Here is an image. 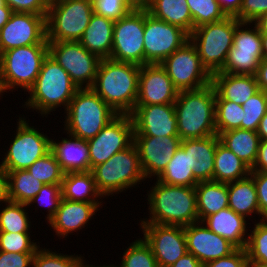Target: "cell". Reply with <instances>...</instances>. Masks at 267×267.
Returning <instances> with one entry per match:
<instances>
[{
	"mask_svg": "<svg viewBox=\"0 0 267 267\" xmlns=\"http://www.w3.org/2000/svg\"><path fill=\"white\" fill-rule=\"evenodd\" d=\"M139 65L101 59L91 89L117 114L130 115L138 95Z\"/></svg>",
	"mask_w": 267,
	"mask_h": 267,
	"instance_id": "cell-1",
	"label": "cell"
},
{
	"mask_svg": "<svg viewBox=\"0 0 267 267\" xmlns=\"http://www.w3.org/2000/svg\"><path fill=\"white\" fill-rule=\"evenodd\" d=\"M147 193L149 219L140 223L188 226L199 222L195 186H178L158 180Z\"/></svg>",
	"mask_w": 267,
	"mask_h": 267,
	"instance_id": "cell-2",
	"label": "cell"
},
{
	"mask_svg": "<svg viewBox=\"0 0 267 267\" xmlns=\"http://www.w3.org/2000/svg\"><path fill=\"white\" fill-rule=\"evenodd\" d=\"M215 102L216 91L212 83L196 90L179 91L174 107L181 140L217 135Z\"/></svg>",
	"mask_w": 267,
	"mask_h": 267,
	"instance_id": "cell-3",
	"label": "cell"
},
{
	"mask_svg": "<svg viewBox=\"0 0 267 267\" xmlns=\"http://www.w3.org/2000/svg\"><path fill=\"white\" fill-rule=\"evenodd\" d=\"M77 90L70 75L48 54L37 79L28 90L30 97L24 106L38 111L43 117L48 116L58 107L63 106L66 110Z\"/></svg>",
	"mask_w": 267,
	"mask_h": 267,
	"instance_id": "cell-4",
	"label": "cell"
},
{
	"mask_svg": "<svg viewBox=\"0 0 267 267\" xmlns=\"http://www.w3.org/2000/svg\"><path fill=\"white\" fill-rule=\"evenodd\" d=\"M64 130L78 138H94L118 114L91 88L78 89L65 110Z\"/></svg>",
	"mask_w": 267,
	"mask_h": 267,
	"instance_id": "cell-5",
	"label": "cell"
},
{
	"mask_svg": "<svg viewBox=\"0 0 267 267\" xmlns=\"http://www.w3.org/2000/svg\"><path fill=\"white\" fill-rule=\"evenodd\" d=\"M49 54L48 44L17 47L0 54V94L20 87L26 92L37 79ZM13 89V90H11Z\"/></svg>",
	"mask_w": 267,
	"mask_h": 267,
	"instance_id": "cell-6",
	"label": "cell"
},
{
	"mask_svg": "<svg viewBox=\"0 0 267 267\" xmlns=\"http://www.w3.org/2000/svg\"><path fill=\"white\" fill-rule=\"evenodd\" d=\"M91 172L96 188L103 197L121 193L128 188L132 189L145 180L139 152L134 142L106 162L93 167Z\"/></svg>",
	"mask_w": 267,
	"mask_h": 267,
	"instance_id": "cell-7",
	"label": "cell"
},
{
	"mask_svg": "<svg viewBox=\"0 0 267 267\" xmlns=\"http://www.w3.org/2000/svg\"><path fill=\"white\" fill-rule=\"evenodd\" d=\"M240 23L236 17H226L221 21L194 28L189 35V40L195 46L202 65L211 75L219 72L226 63L236 27Z\"/></svg>",
	"mask_w": 267,
	"mask_h": 267,
	"instance_id": "cell-8",
	"label": "cell"
},
{
	"mask_svg": "<svg viewBox=\"0 0 267 267\" xmlns=\"http://www.w3.org/2000/svg\"><path fill=\"white\" fill-rule=\"evenodd\" d=\"M93 13L92 0L50 2L46 16L47 41H79Z\"/></svg>",
	"mask_w": 267,
	"mask_h": 267,
	"instance_id": "cell-9",
	"label": "cell"
},
{
	"mask_svg": "<svg viewBox=\"0 0 267 267\" xmlns=\"http://www.w3.org/2000/svg\"><path fill=\"white\" fill-rule=\"evenodd\" d=\"M17 123L16 135L0 164L5 173L27 169L51 149V138L30 126L26 118L19 117Z\"/></svg>",
	"mask_w": 267,
	"mask_h": 267,
	"instance_id": "cell-10",
	"label": "cell"
},
{
	"mask_svg": "<svg viewBox=\"0 0 267 267\" xmlns=\"http://www.w3.org/2000/svg\"><path fill=\"white\" fill-rule=\"evenodd\" d=\"M145 9H132L115 21L110 59L144 65Z\"/></svg>",
	"mask_w": 267,
	"mask_h": 267,
	"instance_id": "cell-11",
	"label": "cell"
},
{
	"mask_svg": "<svg viewBox=\"0 0 267 267\" xmlns=\"http://www.w3.org/2000/svg\"><path fill=\"white\" fill-rule=\"evenodd\" d=\"M48 49L78 89L92 87L101 61L97 55L87 51L79 41L48 42Z\"/></svg>",
	"mask_w": 267,
	"mask_h": 267,
	"instance_id": "cell-12",
	"label": "cell"
},
{
	"mask_svg": "<svg viewBox=\"0 0 267 267\" xmlns=\"http://www.w3.org/2000/svg\"><path fill=\"white\" fill-rule=\"evenodd\" d=\"M160 65L178 91L200 89L209 85L212 80V75L202 65L190 40L165 58Z\"/></svg>",
	"mask_w": 267,
	"mask_h": 267,
	"instance_id": "cell-13",
	"label": "cell"
},
{
	"mask_svg": "<svg viewBox=\"0 0 267 267\" xmlns=\"http://www.w3.org/2000/svg\"><path fill=\"white\" fill-rule=\"evenodd\" d=\"M250 25V22H241L236 27L232 48L219 72L256 76L258 66L263 60L262 40L258 27L252 23L254 27L251 29Z\"/></svg>",
	"mask_w": 267,
	"mask_h": 267,
	"instance_id": "cell-14",
	"label": "cell"
},
{
	"mask_svg": "<svg viewBox=\"0 0 267 267\" xmlns=\"http://www.w3.org/2000/svg\"><path fill=\"white\" fill-rule=\"evenodd\" d=\"M188 41L185 30L156 19L145 9L144 65L160 64Z\"/></svg>",
	"mask_w": 267,
	"mask_h": 267,
	"instance_id": "cell-15",
	"label": "cell"
},
{
	"mask_svg": "<svg viewBox=\"0 0 267 267\" xmlns=\"http://www.w3.org/2000/svg\"><path fill=\"white\" fill-rule=\"evenodd\" d=\"M87 141L92 169L134 142V124L131 115L118 114L94 138Z\"/></svg>",
	"mask_w": 267,
	"mask_h": 267,
	"instance_id": "cell-16",
	"label": "cell"
},
{
	"mask_svg": "<svg viewBox=\"0 0 267 267\" xmlns=\"http://www.w3.org/2000/svg\"><path fill=\"white\" fill-rule=\"evenodd\" d=\"M140 228L159 267L171 266L188 252L183 226L140 223Z\"/></svg>",
	"mask_w": 267,
	"mask_h": 267,
	"instance_id": "cell-17",
	"label": "cell"
},
{
	"mask_svg": "<svg viewBox=\"0 0 267 267\" xmlns=\"http://www.w3.org/2000/svg\"><path fill=\"white\" fill-rule=\"evenodd\" d=\"M48 44L46 17L33 13L13 12L0 29V54L17 47Z\"/></svg>",
	"mask_w": 267,
	"mask_h": 267,
	"instance_id": "cell-18",
	"label": "cell"
},
{
	"mask_svg": "<svg viewBox=\"0 0 267 267\" xmlns=\"http://www.w3.org/2000/svg\"><path fill=\"white\" fill-rule=\"evenodd\" d=\"M178 93L160 64H145L140 67L135 106L174 104Z\"/></svg>",
	"mask_w": 267,
	"mask_h": 267,
	"instance_id": "cell-19",
	"label": "cell"
},
{
	"mask_svg": "<svg viewBox=\"0 0 267 267\" xmlns=\"http://www.w3.org/2000/svg\"><path fill=\"white\" fill-rule=\"evenodd\" d=\"M179 136H134L145 179L163 172L181 145Z\"/></svg>",
	"mask_w": 267,
	"mask_h": 267,
	"instance_id": "cell-20",
	"label": "cell"
},
{
	"mask_svg": "<svg viewBox=\"0 0 267 267\" xmlns=\"http://www.w3.org/2000/svg\"><path fill=\"white\" fill-rule=\"evenodd\" d=\"M130 115L134 136H178L174 104L135 106Z\"/></svg>",
	"mask_w": 267,
	"mask_h": 267,
	"instance_id": "cell-21",
	"label": "cell"
},
{
	"mask_svg": "<svg viewBox=\"0 0 267 267\" xmlns=\"http://www.w3.org/2000/svg\"><path fill=\"white\" fill-rule=\"evenodd\" d=\"M184 232L188 253L194 254L202 265L228 256L237 249L234 244L211 231L200 221L185 226Z\"/></svg>",
	"mask_w": 267,
	"mask_h": 267,
	"instance_id": "cell-22",
	"label": "cell"
},
{
	"mask_svg": "<svg viewBox=\"0 0 267 267\" xmlns=\"http://www.w3.org/2000/svg\"><path fill=\"white\" fill-rule=\"evenodd\" d=\"M102 203H86L61 199L55 216L48 222L60 238H66L74 231H80L91 220ZM86 224V225H85Z\"/></svg>",
	"mask_w": 267,
	"mask_h": 267,
	"instance_id": "cell-23",
	"label": "cell"
},
{
	"mask_svg": "<svg viewBox=\"0 0 267 267\" xmlns=\"http://www.w3.org/2000/svg\"><path fill=\"white\" fill-rule=\"evenodd\" d=\"M68 134L70 139L62 137L60 142L51 139L50 151L54 154L62 171L65 174L91 171L88 141Z\"/></svg>",
	"mask_w": 267,
	"mask_h": 267,
	"instance_id": "cell-24",
	"label": "cell"
},
{
	"mask_svg": "<svg viewBox=\"0 0 267 267\" xmlns=\"http://www.w3.org/2000/svg\"><path fill=\"white\" fill-rule=\"evenodd\" d=\"M211 83L216 91V100H226L243 105L260 89L253 75H234L215 72Z\"/></svg>",
	"mask_w": 267,
	"mask_h": 267,
	"instance_id": "cell-25",
	"label": "cell"
},
{
	"mask_svg": "<svg viewBox=\"0 0 267 267\" xmlns=\"http://www.w3.org/2000/svg\"><path fill=\"white\" fill-rule=\"evenodd\" d=\"M219 142L218 135L181 141L180 147L189 151L190 167L199 182L213 181L215 151Z\"/></svg>",
	"mask_w": 267,
	"mask_h": 267,
	"instance_id": "cell-26",
	"label": "cell"
},
{
	"mask_svg": "<svg viewBox=\"0 0 267 267\" xmlns=\"http://www.w3.org/2000/svg\"><path fill=\"white\" fill-rule=\"evenodd\" d=\"M246 220L244 216L227 207L207 216L202 223H205L211 231L227 239L237 248H246L249 238Z\"/></svg>",
	"mask_w": 267,
	"mask_h": 267,
	"instance_id": "cell-27",
	"label": "cell"
},
{
	"mask_svg": "<svg viewBox=\"0 0 267 267\" xmlns=\"http://www.w3.org/2000/svg\"><path fill=\"white\" fill-rule=\"evenodd\" d=\"M115 21L93 13L80 44L100 59L110 58Z\"/></svg>",
	"mask_w": 267,
	"mask_h": 267,
	"instance_id": "cell-28",
	"label": "cell"
},
{
	"mask_svg": "<svg viewBox=\"0 0 267 267\" xmlns=\"http://www.w3.org/2000/svg\"><path fill=\"white\" fill-rule=\"evenodd\" d=\"M199 221L228 207V186L216 181H200L195 186Z\"/></svg>",
	"mask_w": 267,
	"mask_h": 267,
	"instance_id": "cell-29",
	"label": "cell"
},
{
	"mask_svg": "<svg viewBox=\"0 0 267 267\" xmlns=\"http://www.w3.org/2000/svg\"><path fill=\"white\" fill-rule=\"evenodd\" d=\"M218 137L222 145L234 152L250 168L253 167L261 141L257 132L239 128L222 132Z\"/></svg>",
	"mask_w": 267,
	"mask_h": 267,
	"instance_id": "cell-30",
	"label": "cell"
},
{
	"mask_svg": "<svg viewBox=\"0 0 267 267\" xmlns=\"http://www.w3.org/2000/svg\"><path fill=\"white\" fill-rule=\"evenodd\" d=\"M61 188L63 199L86 203H102L100 199L103 195L96 188L91 171L64 174Z\"/></svg>",
	"mask_w": 267,
	"mask_h": 267,
	"instance_id": "cell-31",
	"label": "cell"
},
{
	"mask_svg": "<svg viewBox=\"0 0 267 267\" xmlns=\"http://www.w3.org/2000/svg\"><path fill=\"white\" fill-rule=\"evenodd\" d=\"M228 207L242 216L251 217L253 213L260 216L257 190L253 178H246L227 183ZM252 214V215H250Z\"/></svg>",
	"mask_w": 267,
	"mask_h": 267,
	"instance_id": "cell-32",
	"label": "cell"
},
{
	"mask_svg": "<svg viewBox=\"0 0 267 267\" xmlns=\"http://www.w3.org/2000/svg\"><path fill=\"white\" fill-rule=\"evenodd\" d=\"M251 168L220 142L216 146L213 181L231 183L246 178Z\"/></svg>",
	"mask_w": 267,
	"mask_h": 267,
	"instance_id": "cell-33",
	"label": "cell"
},
{
	"mask_svg": "<svg viewBox=\"0 0 267 267\" xmlns=\"http://www.w3.org/2000/svg\"><path fill=\"white\" fill-rule=\"evenodd\" d=\"M147 10L156 19L178 26L189 35L193 31V19L187 0H152Z\"/></svg>",
	"mask_w": 267,
	"mask_h": 267,
	"instance_id": "cell-34",
	"label": "cell"
},
{
	"mask_svg": "<svg viewBox=\"0 0 267 267\" xmlns=\"http://www.w3.org/2000/svg\"><path fill=\"white\" fill-rule=\"evenodd\" d=\"M43 185L27 169L5 173L6 199L12 202L28 204Z\"/></svg>",
	"mask_w": 267,
	"mask_h": 267,
	"instance_id": "cell-35",
	"label": "cell"
},
{
	"mask_svg": "<svg viewBox=\"0 0 267 267\" xmlns=\"http://www.w3.org/2000/svg\"><path fill=\"white\" fill-rule=\"evenodd\" d=\"M156 179L169 185L196 186L199 181L194 177L193 169L190 167L189 151H184L179 147Z\"/></svg>",
	"mask_w": 267,
	"mask_h": 267,
	"instance_id": "cell-36",
	"label": "cell"
},
{
	"mask_svg": "<svg viewBox=\"0 0 267 267\" xmlns=\"http://www.w3.org/2000/svg\"><path fill=\"white\" fill-rule=\"evenodd\" d=\"M5 207L0 211V232H28L30 229V219L28 212H26L28 206L23 203H16L5 199L3 201Z\"/></svg>",
	"mask_w": 267,
	"mask_h": 267,
	"instance_id": "cell-37",
	"label": "cell"
},
{
	"mask_svg": "<svg viewBox=\"0 0 267 267\" xmlns=\"http://www.w3.org/2000/svg\"><path fill=\"white\" fill-rule=\"evenodd\" d=\"M243 114L242 105L226 100H216L215 125L217 135L225 131L241 128Z\"/></svg>",
	"mask_w": 267,
	"mask_h": 267,
	"instance_id": "cell-38",
	"label": "cell"
},
{
	"mask_svg": "<svg viewBox=\"0 0 267 267\" xmlns=\"http://www.w3.org/2000/svg\"><path fill=\"white\" fill-rule=\"evenodd\" d=\"M187 5L193 19V30L201 25L218 22L227 17L217 0H187Z\"/></svg>",
	"mask_w": 267,
	"mask_h": 267,
	"instance_id": "cell-39",
	"label": "cell"
},
{
	"mask_svg": "<svg viewBox=\"0 0 267 267\" xmlns=\"http://www.w3.org/2000/svg\"><path fill=\"white\" fill-rule=\"evenodd\" d=\"M118 267H159L151 247L144 239H137L123 252Z\"/></svg>",
	"mask_w": 267,
	"mask_h": 267,
	"instance_id": "cell-40",
	"label": "cell"
},
{
	"mask_svg": "<svg viewBox=\"0 0 267 267\" xmlns=\"http://www.w3.org/2000/svg\"><path fill=\"white\" fill-rule=\"evenodd\" d=\"M27 170L44 184H62L65 174L51 151L37 159Z\"/></svg>",
	"mask_w": 267,
	"mask_h": 267,
	"instance_id": "cell-41",
	"label": "cell"
},
{
	"mask_svg": "<svg viewBox=\"0 0 267 267\" xmlns=\"http://www.w3.org/2000/svg\"><path fill=\"white\" fill-rule=\"evenodd\" d=\"M242 108L244 114L241 129L257 132L260 120L267 112V93L260 89L242 105Z\"/></svg>",
	"mask_w": 267,
	"mask_h": 267,
	"instance_id": "cell-42",
	"label": "cell"
},
{
	"mask_svg": "<svg viewBox=\"0 0 267 267\" xmlns=\"http://www.w3.org/2000/svg\"><path fill=\"white\" fill-rule=\"evenodd\" d=\"M254 226L246 246L248 260L267 264V219H260Z\"/></svg>",
	"mask_w": 267,
	"mask_h": 267,
	"instance_id": "cell-43",
	"label": "cell"
},
{
	"mask_svg": "<svg viewBox=\"0 0 267 267\" xmlns=\"http://www.w3.org/2000/svg\"><path fill=\"white\" fill-rule=\"evenodd\" d=\"M83 256L64 255L46 248H38L33 255L32 267H82Z\"/></svg>",
	"mask_w": 267,
	"mask_h": 267,
	"instance_id": "cell-44",
	"label": "cell"
},
{
	"mask_svg": "<svg viewBox=\"0 0 267 267\" xmlns=\"http://www.w3.org/2000/svg\"><path fill=\"white\" fill-rule=\"evenodd\" d=\"M31 232H0V251L13 253H35L40 247L37 242H32Z\"/></svg>",
	"mask_w": 267,
	"mask_h": 267,
	"instance_id": "cell-45",
	"label": "cell"
},
{
	"mask_svg": "<svg viewBox=\"0 0 267 267\" xmlns=\"http://www.w3.org/2000/svg\"><path fill=\"white\" fill-rule=\"evenodd\" d=\"M62 199L61 184H44L38 194L33 197L27 206L39 202L42 206H47V222H49L56 214Z\"/></svg>",
	"mask_w": 267,
	"mask_h": 267,
	"instance_id": "cell-46",
	"label": "cell"
},
{
	"mask_svg": "<svg viewBox=\"0 0 267 267\" xmlns=\"http://www.w3.org/2000/svg\"><path fill=\"white\" fill-rule=\"evenodd\" d=\"M94 13L113 21L127 15L131 6L125 0H92Z\"/></svg>",
	"mask_w": 267,
	"mask_h": 267,
	"instance_id": "cell-47",
	"label": "cell"
},
{
	"mask_svg": "<svg viewBox=\"0 0 267 267\" xmlns=\"http://www.w3.org/2000/svg\"><path fill=\"white\" fill-rule=\"evenodd\" d=\"M265 13H267V0H242L240 13L236 18L240 22L253 23Z\"/></svg>",
	"mask_w": 267,
	"mask_h": 267,
	"instance_id": "cell-48",
	"label": "cell"
},
{
	"mask_svg": "<svg viewBox=\"0 0 267 267\" xmlns=\"http://www.w3.org/2000/svg\"><path fill=\"white\" fill-rule=\"evenodd\" d=\"M13 12L33 13L47 16L49 2L47 0H5Z\"/></svg>",
	"mask_w": 267,
	"mask_h": 267,
	"instance_id": "cell-49",
	"label": "cell"
},
{
	"mask_svg": "<svg viewBox=\"0 0 267 267\" xmlns=\"http://www.w3.org/2000/svg\"><path fill=\"white\" fill-rule=\"evenodd\" d=\"M246 248H237L230 255L207 262L202 267H248Z\"/></svg>",
	"mask_w": 267,
	"mask_h": 267,
	"instance_id": "cell-50",
	"label": "cell"
},
{
	"mask_svg": "<svg viewBox=\"0 0 267 267\" xmlns=\"http://www.w3.org/2000/svg\"><path fill=\"white\" fill-rule=\"evenodd\" d=\"M250 176L256 186L261 219H267V172L251 171Z\"/></svg>",
	"mask_w": 267,
	"mask_h": 267,
	"instance_id": "cell-51",
	"label": "cell"
},
{
	"mask_svg": "<svg viewBox=\"0 0 267 267\" xmlns=\"http://www.w3.org/2000/svg\"><path fill=\"white\" fill-rule=\"evenodd\" d=\"M34 254L0 251V267H31Z\"/></svg>",
	"mask_w": 267,
	"mask_h": 267,
	"instance_id": "cell-52",
	"label": "cell"
},
{
	"mask_svg": "<svg viewBox=\"0 0 267 267\" xmlns=\"http://www.w3.org/2000/svg\"><path fill=\"white\" fill-rule=\"evenodd\" d=\"M251 171L267 172V140L260 141L257 159Z\"/></svg>",
	"mask_w": 267,
	"mask_h": 267,
	"instance_id": "cell-53",
	"label": "cell"
},
{
	"mask_svg": "<svg viewBox=\"0 0 267 267\" xmlns=\"http://www.w3.org/2000/svg\"><path fill=\"white\" fill-rule=\"evenodd\" d=\"M227 17H236L240 13L242 0H217Z\"/></svg>",
	"mask_w": 267,
	"mask_h": 267,
	"instance_id": "cell-54",
	"label": "cell"
},
{
	"mask_svg": "<svg viewBox=\"0 0 267 267\" xmlns=\"http://www.w3.org/2000/svg\"><path fill=\"white\" fill-rule=\"evenodd\" d=\"M169 267H202V264L194 254L187 252Z\"/></svg>",
	"mask_w": 267,
	"mask_h": 267,
	"instance_id": "cell-55",
	"label": "cell"
},
{
	"mask_svg": "<svg viewBox=\"0 0 267 267\" xmlns=\"http://www.w3.org/2000/svg\"><path fill=\"white\" fill-rule=\"evenodd\" d=\"M259 89L267 93V60L263 59L256 73Z\"/></svg>",
	"mask_w": 267,
	"mask_h": 267,
	"instance_id": "cell-56",
	"label": "cell"
},
{
	"mask_svg": "<svg viewBox=\"0 0 267 267\" xmlns=\"http://www.w3.org/2000/svg\"><path fill=\"white\" fill-rule=\"evenodd\" d=\"M253 23L258 27L261 35H267V13L261 15Z\"/></svg>",
	"mask_w": 267,
	"mask_h": 267,
	"instance_id": "cell-57",
	"label": "cell"
},
{
	"mask_svg": "<svg viewBox=\"0 0 267 267\" xmlns=\"http://www.w3.org/2000/svg\"><path fill=\"white\" fill-rule=\"evenodd\" d=\"M257 134L259 135L261 140H267V112L265 113L264 117L260 120Z\"/></svg>",
	"mask_w": 267,
	"mask_h": 267,
	"instance_id": "cell-58",
	"label": "cell"
},
{
	"mask_svg": "<svg viewBox=\"0 0 267 267\" xmlns=\"http://www.w3.org/2000/svg\"><path fill=\"white\" fill-rule=\"evenodd\" d=\"M132 9H147L152 0H125Z\"/></svg>",
	"mask_w": 267,
	"mask_h": 267,
	"instance_id": "cell-59",
	"label": "cell"
},
{
	"mask_svg": "<svg viewBox=\"0 0 267 267\" xmlns=\"http://www.w3.org/2000/svg\"><path fill=\"white\" fill-rule=\"evenodd\" d=\"M12 13L10 7H0V29L8 22Z\"/></svg>",
	"mask_w": 267,
	"mask_h": 267,
	"instance_id": "cell-60",
	"label": "cell"
},
{
	"mask_svg": "<svg viewBox=\"0 0 267 267\" xmlns=\"http://www.w3.org/2000/svg\"><path fill=\"white\" fill-rule=\"evenodd\" d=\"M6 199L5 172L0 165V203Z\"/></svg>",
	"mask_w": 267,
	"mask_h": 267,
	"instance_id": "cell-61",
	"label": "cell"
},
{
	"mask_svg": "<svg viewBox=\"0 0 267 267\" xmlns=\"http://www.w3.org/2000/svg\"><path fill=\"white\" fill-rule=\"evenodd\" d=\"M262 40V57L267 60V35H261Z\"/></svg>",
	"mask_w": 267,
	"mask_h": 267,
	"instance_id": "cell-62",
	"label": "cell"
},
{
	"mask_svg": "<svg viewBox=\"0 0 267 267\" xmlns=\"http://www.w3.org/2000/svg\"><path fill=\"white\" fill-rule=\"evenodd\" d=\"M248 267H267V264L262 262H249Z\"/></svg>",
	"mask_w": 267,
	"mask_h": 267,
	"instance_id": "cell-63",
	"label": "cell"
},
{
	"mask_svg": "<svg viewBox=\"0 0 267 267\" xmlns=\"http://www.w3.org/2000/svg\"><path fill=\"white\" fill-rule=\"evenodd\" d=\"M82 267H118L117 265L115 266L114 264H110V265H103V266H95V265H90V264H86L84 259H83V262H82Z\"/></svg>",
	"mask_w": 267,
	"mask_h": 267,
	"instance_id": "cell-64",
	"label": "cell"
},
{
	"mask_svg": "<svg viewBox=\"0 0 267 267\" xmlns=\"http://www.w3.org/2000/svg\"><path fill=\"white\" fill-rule=\"evenodd\" d=\"M0 7H9V6L5 3V0H0Z\"/></svg>",
	"mask_w": 267,
	"mask_h": 267,
	"instance_id": "cell-65",
	"label": "cell"
}]
</instances>
